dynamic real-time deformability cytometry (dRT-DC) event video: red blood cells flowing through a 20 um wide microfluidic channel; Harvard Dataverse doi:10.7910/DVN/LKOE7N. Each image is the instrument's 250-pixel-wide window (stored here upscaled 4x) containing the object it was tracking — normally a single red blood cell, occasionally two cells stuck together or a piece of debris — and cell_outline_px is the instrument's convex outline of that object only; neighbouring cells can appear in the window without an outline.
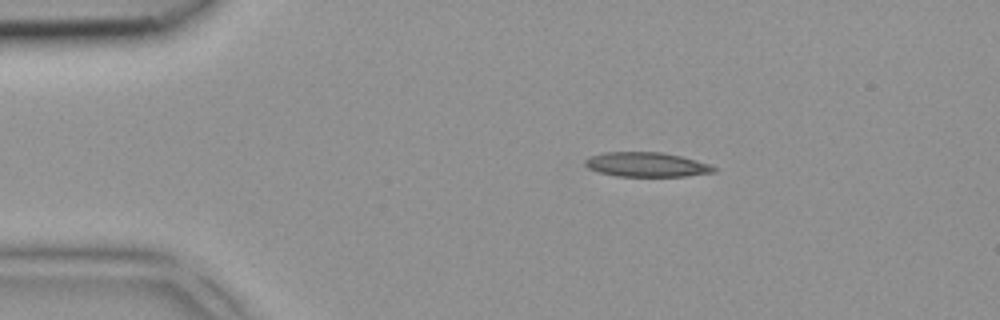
{"species": "common noctule bat (a hibernating species)", "species_latin": "Nyctalus noctula", "temperature_condition": "room temperature", "stored_images_in_passage": 4, "camera_frame_rate_fps": 3000, "um_per_image_px": 0.085, "animal": {"sex": "female", "body_mass_g": 18.4}, "frame": {"image": 1, "passage_image": 3, "time_ms": 0.667, "image_size_px": [1000, 320], "cell_outline_px": [[720, 168], [716, 172], [684, 176], [616, 176], [600, 172], [588, 168], [584, 164], [584, 160], [588, 156], [604, 152], [664, 152], [712, 164]], "centroid_in_image_um": [54.99, 13.98], "position_along_channel_um": 30.0, "area_um2": 18.61}}